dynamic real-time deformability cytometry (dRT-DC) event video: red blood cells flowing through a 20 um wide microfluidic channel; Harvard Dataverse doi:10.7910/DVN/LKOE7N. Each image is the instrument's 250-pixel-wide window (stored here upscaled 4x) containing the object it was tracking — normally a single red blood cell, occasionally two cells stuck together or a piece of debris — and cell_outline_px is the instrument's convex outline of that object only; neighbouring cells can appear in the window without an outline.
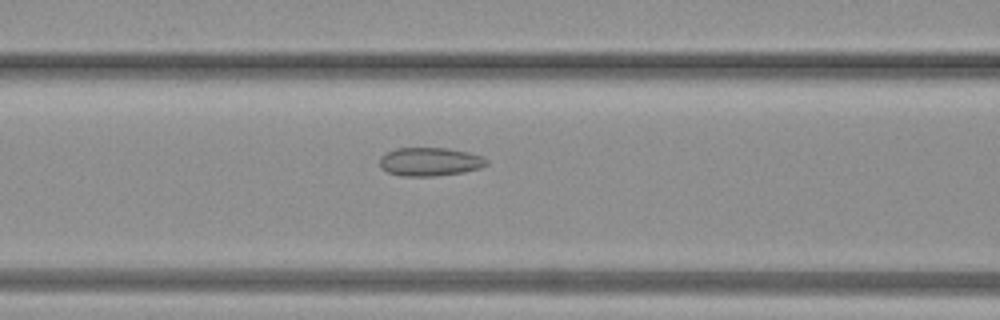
{"species": "common noctule bat (a hibernating species)", "species_latin": "Nyctalus noctula", "temperature_condition": "warm", "stored_images_in_passage": 32, "camera_frame_rate_fps": 3000, "um_per_image_px": 0.085, "animal": {"sex": "female", "body_mass_g": 19.3, "forearm_length_mm": 54.1}, "frame": {"image": 1, "passage_image": 10, "time_ms": 3.0, "image_size_px": [1000, 320], "cell_outline_px": [[488, 164], [480, 168], [464, 172], [436, 176], [404, 176], [388, 172], [380, 168], [380, 156], [396, 148], [448, 148], [468, 152], [484, 156], [488, 160]], "centroid_in_image_um": [36.57, 13.74], "position_along_channel_um": 130.0, "area_um2": 17.86}}
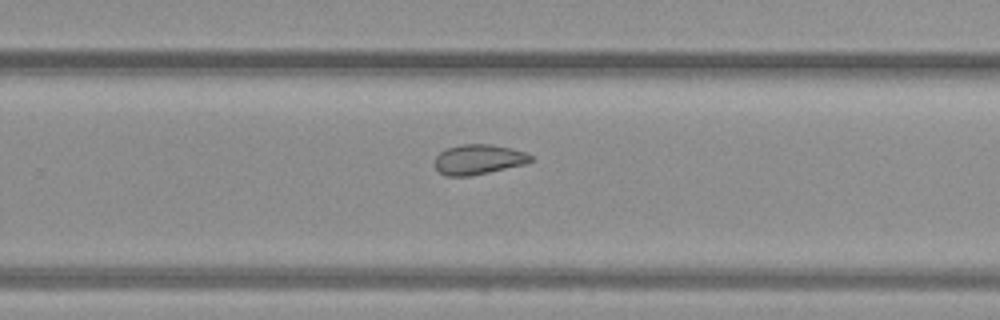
{"frame": {"image": 2, "passage_image": 19, "time_ms": 6.0, "image_size_px": [1000, 320], "cell_outline_px": [[532, 160], [528, 164], [468, 176], [444, 176], [436, 168], [436, 156], [440, 152], [448, 148], [460, 144], [492, 144], [512, 148], [524, 152], [532, 156]], "centroid_in_image_um": [40.7, 13.55], "position_along_channel_um": 289.1, "area_um2": 16.76}}
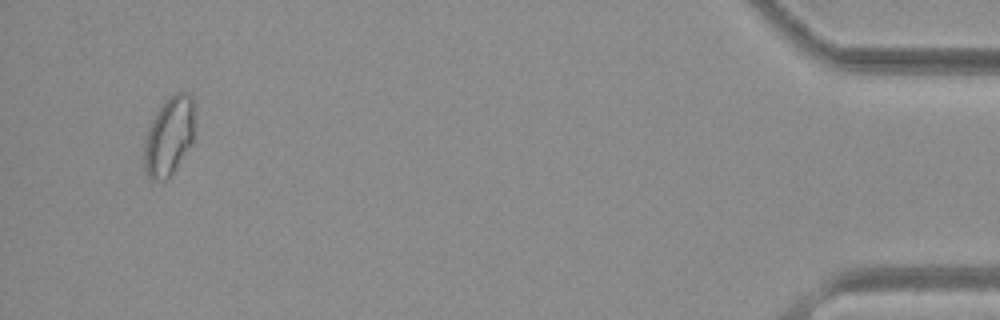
{"frame": {"image": 3, "passage_image": 31, "time_ms": 10.0, "image_size_px": [1000, 320], "cell_outline_px": [[196, 104], [192, 144], [172, 172], [164, 180], [152, 180], [148, 176], [144, 168], [144, 140], [148, 128], [152, 120], [168, 96], [176, 92], [188, 92], [192, 96]], "centroid_in_image_um": [14.4, 11.52], "position_along_channel_um": 420.8, "area_um2": 23.35}}